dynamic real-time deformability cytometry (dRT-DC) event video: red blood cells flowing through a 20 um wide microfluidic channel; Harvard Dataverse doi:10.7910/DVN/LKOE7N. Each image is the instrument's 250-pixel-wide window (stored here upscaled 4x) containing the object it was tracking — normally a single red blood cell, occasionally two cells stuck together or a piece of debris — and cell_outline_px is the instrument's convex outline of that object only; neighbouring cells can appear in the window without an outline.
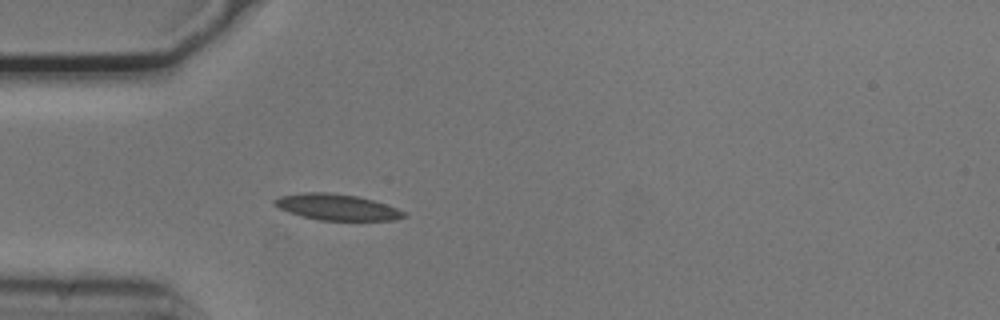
{"species": "common noctule bat (a hibernating species)", "species_latin": "Nyctalus noctula", "temperature_condition": "cold", "stored_images_in_passage": 39, "camera_frame_rate_fps": 3000, "um_per_image_px": 0.085, "animal": {"sex": "male", "body_mass_g": 20.5, "forearm_length_mm": 52.5}, "frame": {"image": 1, "passage_image": 1, "time_ms": 0.0, "image_size_px": [1000, 320], "cell_outline_px": [[408, 216], [396, 220], [320, 220], [288, 212], [272, 204], [272, 200], [280, 196], [304, 192], [328, 192], [356, 196], [372, 200], [396, 208], [404, 212]], "centroid_in_image_um": [28.61, 17.6], "position_along_channel_um": 56.4, "area_um2": 19.48}}
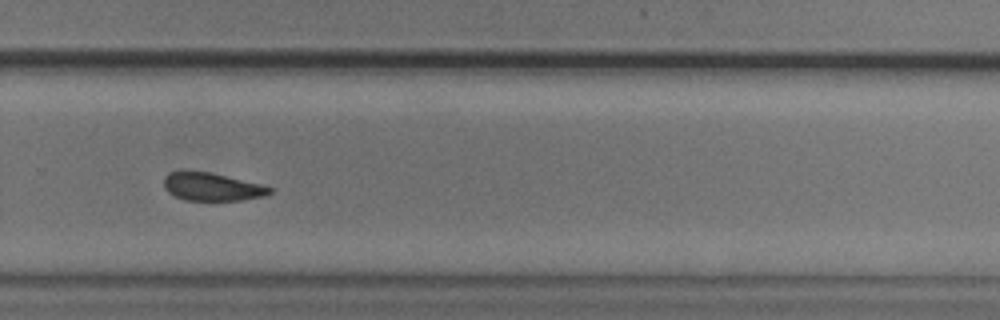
{"frame": {"image": 2, "passage_image": 22, "time_ms": 7.0, "image_size_px": [1000, 320], "cell_outline_px": [[272, 192], [264, 196], [240, 200], [184, 200], [168, 192], [164, 188], [164, 176], [168, 172], [184, 168], [188, 168], [212, 172], [264, 184], [272, 188]], "centroid_in_image_um": [17.97, 15.82], "position_along_channel_um": 311.8, "area_um2": 17.98}}
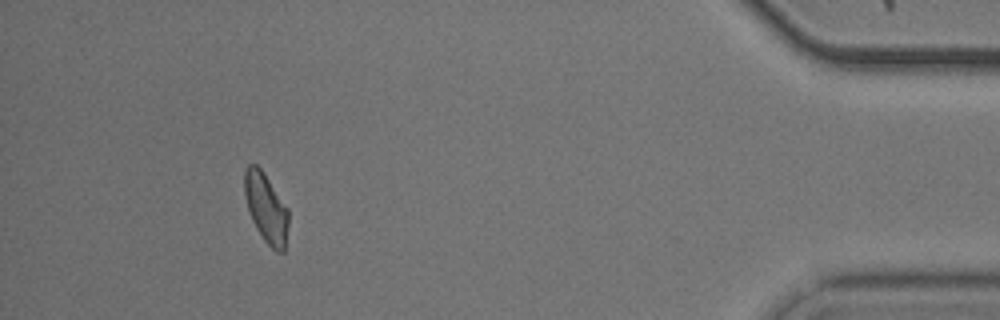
{"frame": {"image": 3, "passage_image": 35, "time_ms": 11.333, "image_size_px": [1000, 320], "cell_outline_px": [[288, 224], [284, 252], [276, 252], [264, 240], [256, 228], [252, 220], [248, 208], [244, 192], [244, 168], [248, 164], [256, 164], [260, 168], [288, 208]], "centroid_in_image_um": [22.6, 17.67], "position_along_channel_um": 412.6, "area_um2": 17.63}, "authors_computed_cell_mechanics": {"area_um2": 18.0336, "velocity_mm_per_s": 3.7265, "shape_relaxation_time_tau1_ms": 4.8283, "shape_relaxation_time_tau2_ms": 4.6103, "deformation_change_tau1": 0.1211, "deformation_change_tau2": 0.1062}}